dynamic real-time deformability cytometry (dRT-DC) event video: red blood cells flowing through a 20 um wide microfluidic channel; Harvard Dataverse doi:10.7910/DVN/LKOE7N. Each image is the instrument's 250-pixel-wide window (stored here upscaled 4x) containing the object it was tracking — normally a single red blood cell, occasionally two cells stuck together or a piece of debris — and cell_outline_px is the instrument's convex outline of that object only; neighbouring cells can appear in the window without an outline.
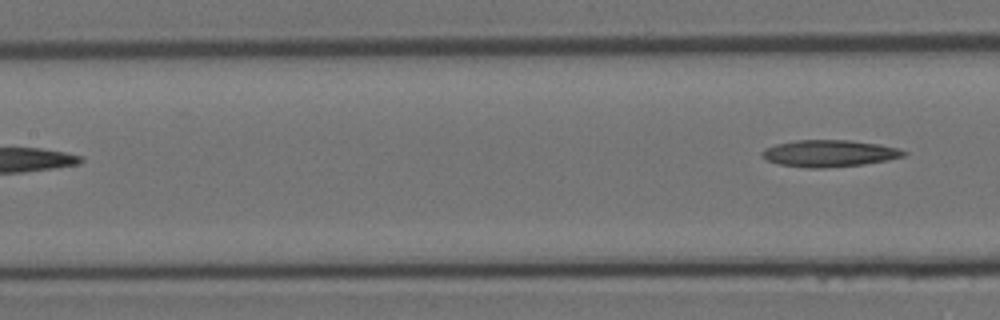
{"species": "Egyptian fruit bat (a non-hibernating species)", "species_latin": "Rousettus aegyptiacus", "temperature_condition": "room temperature", "stored_images_in_passage": 11, "segment_of_instrument_passage": [2, 2], "camera_frame_rate_fps": 3000, "um_per_image_px": 0.085, "animal": {"sex": "female"}, "frame": {"image": 1, "passage_image": 11, "time_ms": 3.333, "image_size_px": [1000, 320], "cell_outline_px": [[908, 152], [904, 156], [888, 160], [864, 164], [824, 168], [808, 168], [776, 164], [764, 160], [760, 156], [760, 152], [764, 148], [776, 144], [796, 140], [852, 140], [876, 144], [896, 148]], "centroid_in_image_um": [70.4, 13.04], "position_along_channel_um": 137.0, "area_um2": 22.31}}